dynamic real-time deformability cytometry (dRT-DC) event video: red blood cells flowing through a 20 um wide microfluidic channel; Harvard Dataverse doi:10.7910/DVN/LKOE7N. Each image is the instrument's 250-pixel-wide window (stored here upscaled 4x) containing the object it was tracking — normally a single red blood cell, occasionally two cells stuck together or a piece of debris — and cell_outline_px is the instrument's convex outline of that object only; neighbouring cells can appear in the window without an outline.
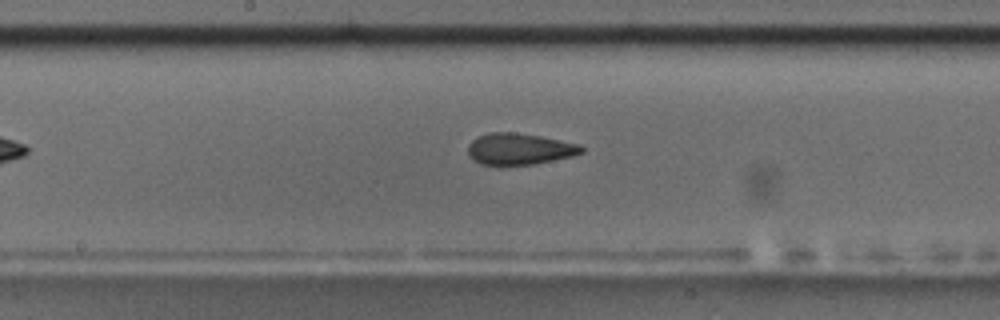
{"species": "common noctule bat (a hibernating species)", "species_latin": "Nyctalus noctula", "temperature_condition": "room temperature", "stored_images_in_passage": 29, "camera_frame_rate_fps": 3000, "um_per_image_px": 0.085, "animal": {"sex": "male", "body_mass_g": 17.5, "forearm_length_mm": 52.3}, "frame": {"image": 1, "passage_image": 21, "time_ms": 6.667, "image_size_px": [1000, 320], "cell_outline_px": [[584, 152], [572, 156], [532, 164], [480, 164], [472, 160], [468, 156], [468, 144], [472, 140], [488, 132], [516, 132], [540, 136], [580, 144], [584, 148]], "centroid_in_image_um": [44.14, 12.65], "position_along_channel_um": 204.1, "area_um2": 20.69}}